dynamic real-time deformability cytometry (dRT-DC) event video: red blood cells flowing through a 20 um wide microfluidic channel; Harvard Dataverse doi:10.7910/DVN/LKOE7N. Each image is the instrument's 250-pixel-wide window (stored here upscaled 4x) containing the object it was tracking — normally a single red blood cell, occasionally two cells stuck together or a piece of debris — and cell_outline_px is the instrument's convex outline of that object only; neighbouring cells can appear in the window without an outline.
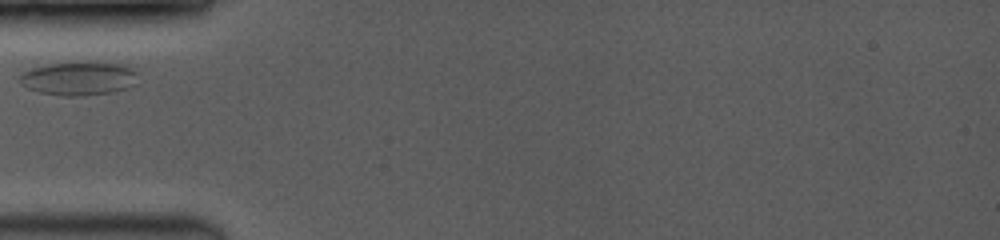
{"species": "common noctule bat (a hibernating species)", "species_latin": "Nyctalus noctula", "temperature_condition": "room temperature", "stored_images_in_passage": 3, "camera_frame_rate_fps": 3500, "um_per_image_px": 0.085, "animal": {"sex": "female", "body_mass_g": 19.0, "forearm_length_mm": 53.3}, "frame": {"image": 1, "passage_image": 1, "time_ms": 0.0, "image_size_px": [1000, 240], "cell_outline_px": [[140, 84], [116, 92], [80, 96], [64, 96], [40, 92], [28, 88], [20, 84], [20, 76], [24, 72], [32, 68], [48, 64], [88, 60], [128, 64], [140, 72]], "centroid_in_image_um": [6.87, 6.64], "position_along_channel_um": 78.1, "area_um2": 24.33}}